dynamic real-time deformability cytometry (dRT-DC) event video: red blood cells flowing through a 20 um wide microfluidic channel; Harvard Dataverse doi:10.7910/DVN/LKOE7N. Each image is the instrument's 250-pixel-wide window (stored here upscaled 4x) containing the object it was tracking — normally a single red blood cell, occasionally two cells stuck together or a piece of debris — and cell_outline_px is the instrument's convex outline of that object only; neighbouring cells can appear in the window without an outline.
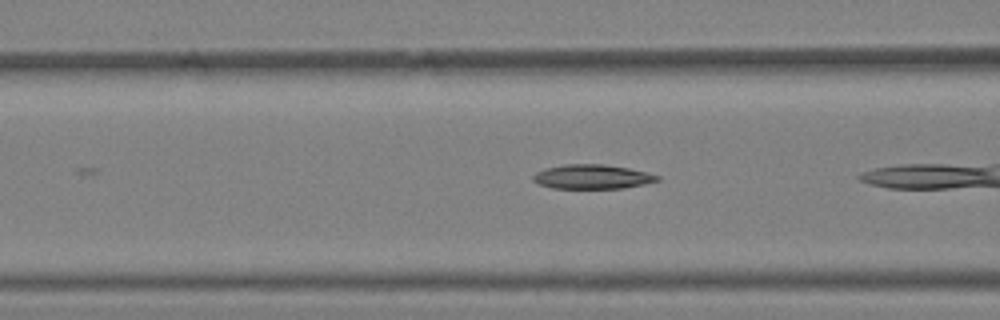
{"species": "Egyptian fruit bat (a non-hibernating species)", "species_latin": "Rousettus aegyptiacus", "temperature_condition": "warm", "stored_images_in_passage": 8, "segment_of_instrument_passage": [2, 2], "camera_frame_rate_fps": 3000, "um_per_image_px": 0.085, "animal": {"sex": "female"}, "frame": {"image": 1, "passage_image": 5, "time_ms": 1.333, "image_size_px": [1000, 320], "cell_outline_px": [[660, 180], [644, 184], [624, 188], [552, 188], [540, 184], [532, 180], [532, 176], [536, 172], [544, 168], [564, 164], [604, 164], [628, 168], [660, 176]], "centroid_in_image_um": [50.31, 15.02], "position_along_channel_um": 116.3, "area_um2": 17.57}}